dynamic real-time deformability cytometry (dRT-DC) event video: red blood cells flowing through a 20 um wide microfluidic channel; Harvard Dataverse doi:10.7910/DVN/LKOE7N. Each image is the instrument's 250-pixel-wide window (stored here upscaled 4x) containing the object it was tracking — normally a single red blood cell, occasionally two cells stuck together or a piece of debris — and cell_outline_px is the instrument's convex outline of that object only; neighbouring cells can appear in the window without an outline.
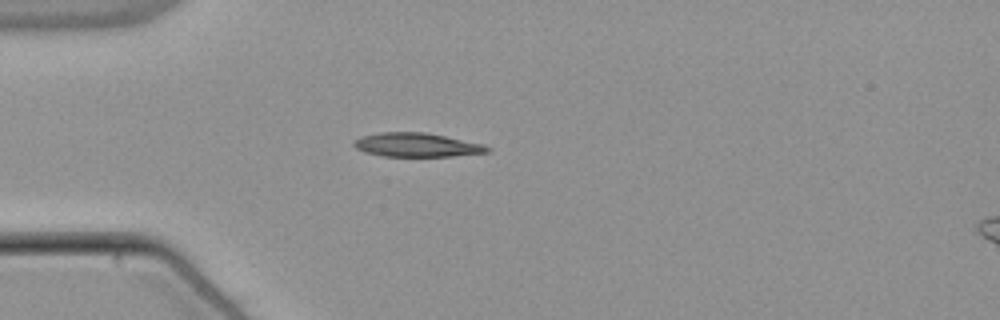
{"species": "common noctule bat (a hibernating species)", "species_latin": "Nyctalus noctula", "temperature_condition": "warm", "stored_images_in_passage": 48, "camera_frame_rate_fps": 3000, "um_per_image_px": 0.085, "animal": {"sex": "male", "body_mass_g": 21.5, "forearm_length_mm": 52.0}, "frame": {"image": 1, "passage_image": 9, "time_ms": 2.667, "image_size_px": [1000, 320], "cell_outline_px": [[492, 148], [488, 152], [452, 156], [384, 156], [364, 152], [356, 148], [352, 144], [352, 140], [360, 136], [380, 132], [424, 132], [484, 144]], "centroid_in_image_um": [35.38, 12.31], "position_along_channel_um": 49.6, "area_um2": 18.61}}
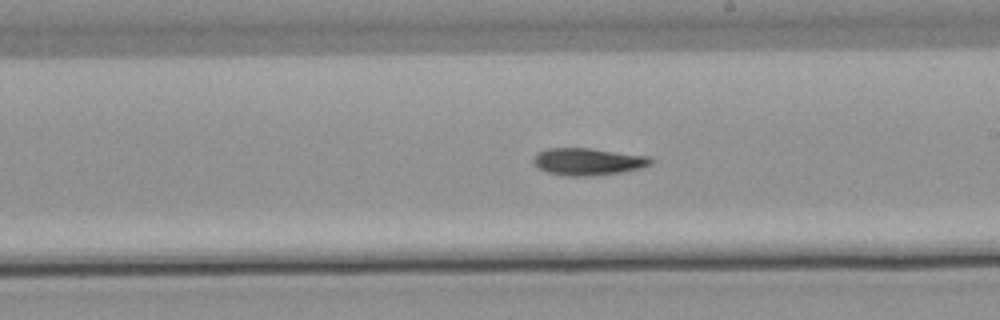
{"frame": {"image": 2, "passage_image": 25, "time_ms": 8.0, "image_size_px": [1000, 320], "cell_outline_px": [[652, 164], [640, 168], [620, 172], [588, 176], [568, 176], [548, 172], [540, 168], [532, 160], [540, 152], [548, 148], [592, 148], [652, 156]], "centroid_in_image_um": [50.04, 13.72], "position_along_channel_um": 239.0, "area_um2": 18.44}}
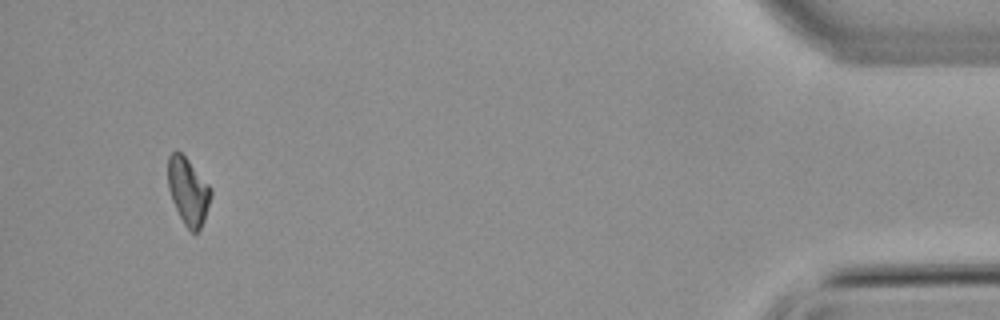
{"frame": {"image": 3, "passage_image": 45, "time_ms": 14.667, "image_size_px": [1000, 320], "cell_outline_px": [[212, 196], [204, 220], [200, 228], [196, 232], [192, 232], [184, 224], [172, 200], [168, 188], [168, 156], [172, 152], [180, 152], [188, 160], [212, 188]], "centroid_in_image_um": [16.0, 16.25], "position_along_channel_um": 419.2, "area_um2": 16.59}}